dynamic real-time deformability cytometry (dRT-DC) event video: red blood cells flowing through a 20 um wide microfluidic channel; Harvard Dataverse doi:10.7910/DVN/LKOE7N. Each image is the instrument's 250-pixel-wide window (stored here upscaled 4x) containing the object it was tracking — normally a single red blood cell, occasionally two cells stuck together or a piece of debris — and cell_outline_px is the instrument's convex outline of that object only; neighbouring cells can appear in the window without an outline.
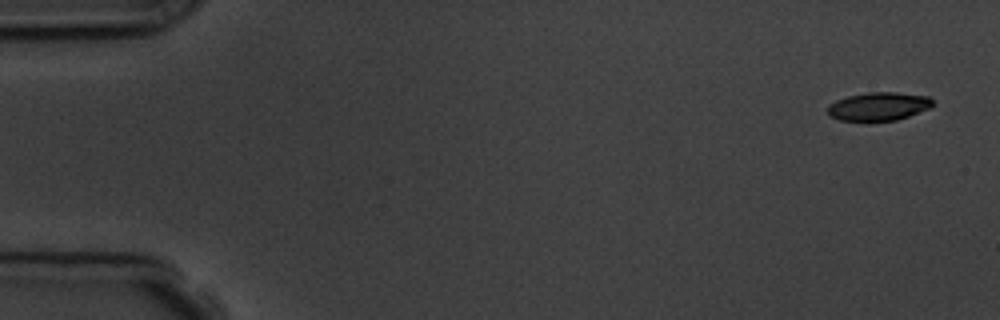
{"species": "common noctule bat (a hibernating species)", "species_latin": "Nyctalus noctula", "temperature_condition": "room temperature", "stored_images_in_passage": 5, "camera_frame_rate_fps": 3000, "um_per_image_px": 0.085, "animal": {"sex": "male", "body_mass_g": 19.5, "forearm_length_mm": 54.6}, "frame": {"image": 1, "passage_image": 1, "time_ms": 0.0, "image_size_px": [1000, 320], "cell_outline_px": [[932, 104], [928, 108], [908, 116], [896, 120], [840, 120], [828, 116], [828, 104], [836, 100], [848, 96], [868, 92], [896, 92], [928, 96], [932, 100]], "centroid_in_image_um": [74.64, 9.03], "position_along_channel_um": 10.4, "area_um2": 17.11}}
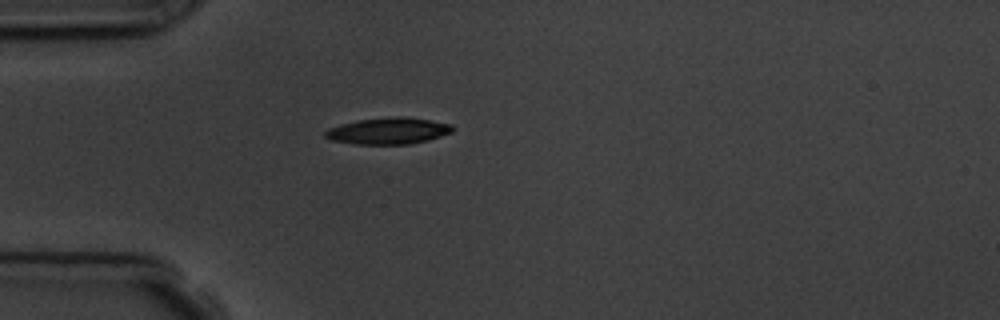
{"frame": {"image": 2, "passage_image": 5, "time_ms": 4.333, "image_size_px": [1000, 320], "cell_outline_px": [[452, 132], [428, 140], [408, 144], [356, 144], [332, 140], [324, 136], [324, 132], [328, 128], [340, 124], [360, 120], [396, 116], [404, 116], [452, 124]], "centroid_in_image_um": [32.98, 11.12], "position_along_channel_um": 52.0, "area_um2": 19.48}}